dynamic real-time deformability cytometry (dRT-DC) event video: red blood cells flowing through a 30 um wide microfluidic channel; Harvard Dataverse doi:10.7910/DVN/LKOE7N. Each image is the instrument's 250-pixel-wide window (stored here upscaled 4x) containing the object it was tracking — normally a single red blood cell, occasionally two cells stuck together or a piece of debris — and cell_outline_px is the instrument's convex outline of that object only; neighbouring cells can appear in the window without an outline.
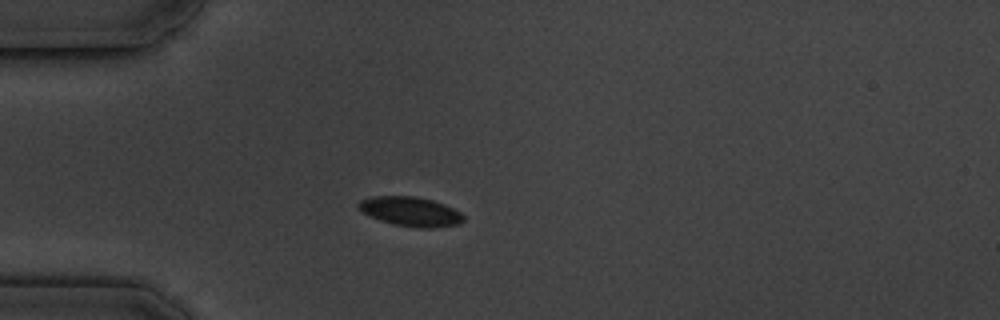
{"species": "common noctule bat (a hibernating species)", "species_latin": "Nyctalus noctula", "temperature_condition": "cold", "stored_images_in_passage": 8, "camera_frame_rate_fps": 3000, "um_per_image_px": 0.085, "animal": {"sex": "male", "body_mass_g": 19.5, "forearm_length_mm": 54.6}, "frame": {"image": 1, "passage_image": 5, "time_ms": 4.667, "image_size_px": [1000, 320], "cell_outline_px": [[464, 220], [460, 224], [432, 228], [420, 228], [396, 224], [380, 220], [364, 212], [356, 204], [360, 200], [372, 196], [416, 196], [432, 200], [444, 204], [460, 212], [464, 216]], "centroid_in_image_um": [34.93, 17.97], "position_along_channel_um": 50.1, "area_um2": 17.8}}